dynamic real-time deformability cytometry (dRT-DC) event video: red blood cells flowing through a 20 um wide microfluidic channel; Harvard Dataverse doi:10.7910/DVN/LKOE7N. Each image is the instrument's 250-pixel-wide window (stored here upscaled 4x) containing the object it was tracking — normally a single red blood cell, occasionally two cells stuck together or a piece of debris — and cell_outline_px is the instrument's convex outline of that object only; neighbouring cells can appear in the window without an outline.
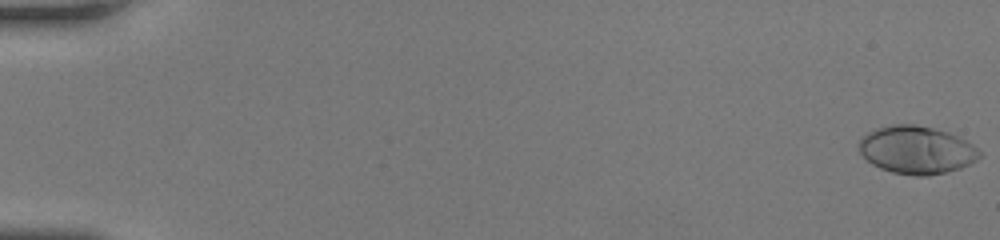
{"species": "human", "species_latin": "Homo sapiens", "temperature_condition": "room temperature", "stored_images_in_passage": 51, "camera_frame_rate_fps": 3000, "um_per_image_px": 0.085, "donor": {"sex": "female"}, "frame": {"image": 1, "passage_image": 1, "time_ms": 0.0, "image_size_px": [1000, 240], "cell_outline_px": [[980, 156], [976, 160], [960, 168], [928, 176], [916, 176], [892, 172], [880, 168], [872, 164], [860, 152], [860, 136], [876, 128], [892, 124], [916, 124], [948, 132], [972, 144], [980, 152]], "centroid_in_image_um": [77.88, 12.74], "position_along_channel_um": 7.1, "area_um2": 33.35}}
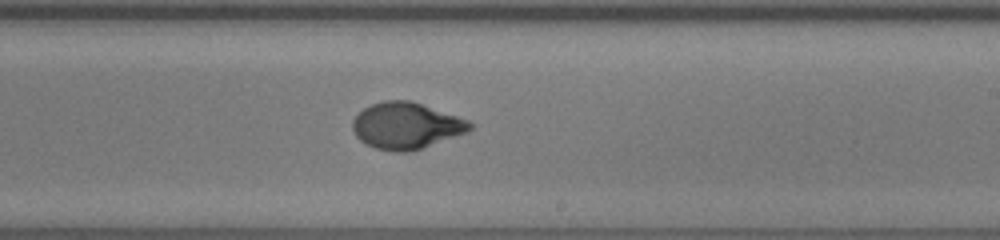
{"frame": {"image": 2, "passage_image": 32, "time_ms": 10.333, "image_size_px": [1000, 240], "cell_outline_px": [[476, 124], [468, 132], [408, 152], [396, 152], [376, 148], [360, 140], [356, 136], [352, 128], [352, 120], [364, 108], [372, 104], [384, 100], [408, 100], [468, 120]], "centroid_in_image_um": [34.52, 10.68], "position_along_channel_um": 254.5, "area_um2": 31.33}}
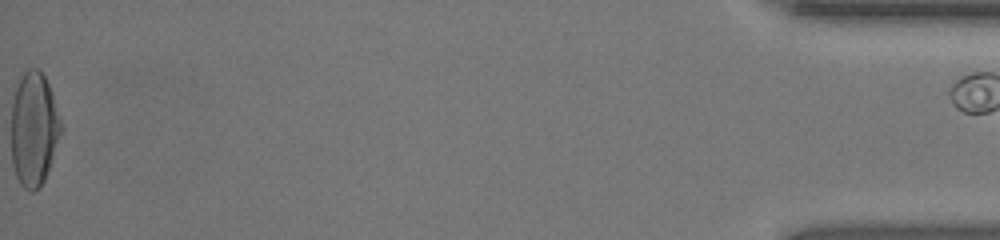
{"frame": {"image": 3, "passage_image": 51, "time_ms": 16.667, "image_size_px": [1000, 240], "cell_outline_px": [[64, 132], [48, 172], [44, 180], [32, 192], [24, 188], [20, 184], [16, 176], [12, 164], [12, 100], [16, 88], [24, 72], [28, 68], [36, 68], [44, 76], [48, 84], [64, 124]], "centroid_in_image_um": [2.92, 10.99], "position_along_channel_um": 432.3, "area_um2": 33.47}, "authors_computed_cell_mechanics": {"area_um2": 31.501, "velocity_mm_per_s": 4.3029, "shape_relaxation_time_tau1_ms": 5.3047, "shape_relaxation_time_tau2_ms": null, "deformation_change_tau1": 0.2624, "deformation_change_tau2": null}}